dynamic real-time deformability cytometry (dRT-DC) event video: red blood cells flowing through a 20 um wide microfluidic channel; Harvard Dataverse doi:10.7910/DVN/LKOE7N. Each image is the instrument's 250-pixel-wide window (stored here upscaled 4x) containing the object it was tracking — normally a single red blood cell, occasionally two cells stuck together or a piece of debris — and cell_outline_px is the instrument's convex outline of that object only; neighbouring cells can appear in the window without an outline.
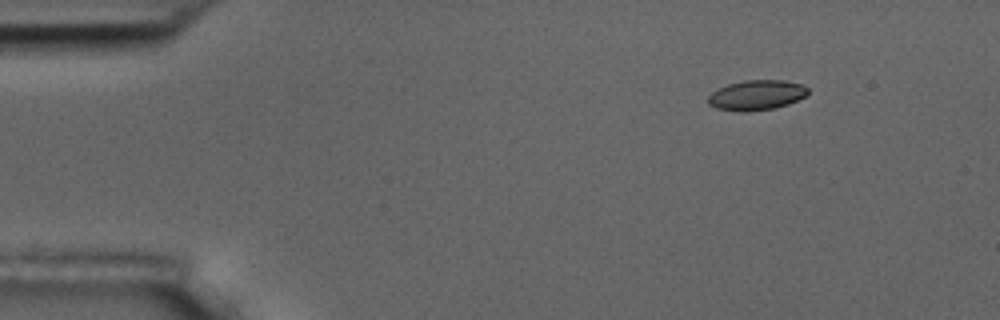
{"species": "common noctule bat (a hibernating species)", "species_latin": "Nyctalus noctula", "temperature_condition": "room temperature", "stored_images_in_passage": 6, "camera_frame_rate_fps": 3000, "um_per_image_px": 0.085, "animal": {"sex": "male", "body_mass_g": 17.5, "forearm_length_mm": 52.3}, "frame": {"image": 1, "passage_image": 3, "time_ms": 2.333, "image_size_px": [1000, 320], "cell_outline_px": [[808, 92], [804, 96], [788, 104], [776, 108], [748, 112], [740, 112], [716, 108], [708, 104], [708, 96], [712, 92], [728, 84], [744, 80], [784, 80], [800, 84], [808, 88]], "centroid_in_image_um": [64.28, 8.09], "position_along_channel_um": 20.7, "area_um2": 17.46}}